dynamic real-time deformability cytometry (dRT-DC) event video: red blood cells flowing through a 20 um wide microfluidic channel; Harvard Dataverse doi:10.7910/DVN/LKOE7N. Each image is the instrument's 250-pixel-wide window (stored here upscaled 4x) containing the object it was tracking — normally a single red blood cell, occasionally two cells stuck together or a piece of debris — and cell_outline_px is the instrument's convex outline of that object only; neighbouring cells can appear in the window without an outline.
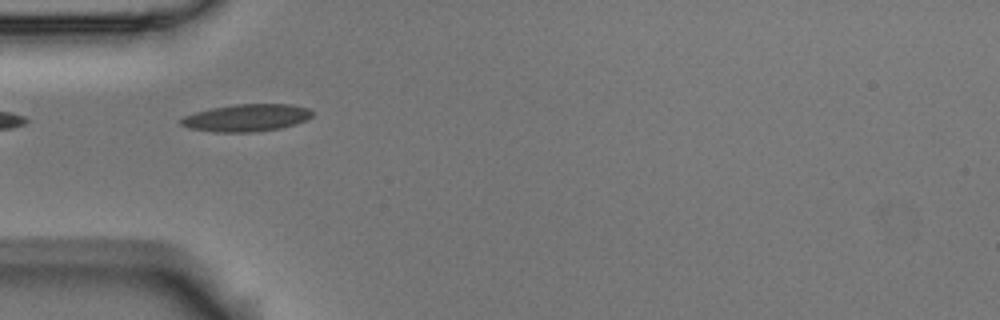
{"species": "Egyptian fruit bat (a non-hibernating species)", "species_latin": "Rousettus aegyptiacus", "temperature_condition": "room temperature", "stored_images_in_passage": 40, "camera_frame_rate_fps": 3000, "um_per_image_px": 0.085, "animal": {"sex": "male"}, "frame": {"image": 1, "passage_image": 1, "time_ms": 0.0, "image_size_px": [1000, 320], "cell_outline_px": [[312, 116], [308, 120], [296, 124], [280, 128], [256, 132], [212, 132], [188, 128], [180, 124], [180, 120], [184, 116], [196, 112], [212, 108], [236, 104], [292, 104], [308, 108], [312, 112]], "centroid_in_image_um": [20.97, 10.02], "position_along_channel_um": 64.0, "area_um2": 20.98}}
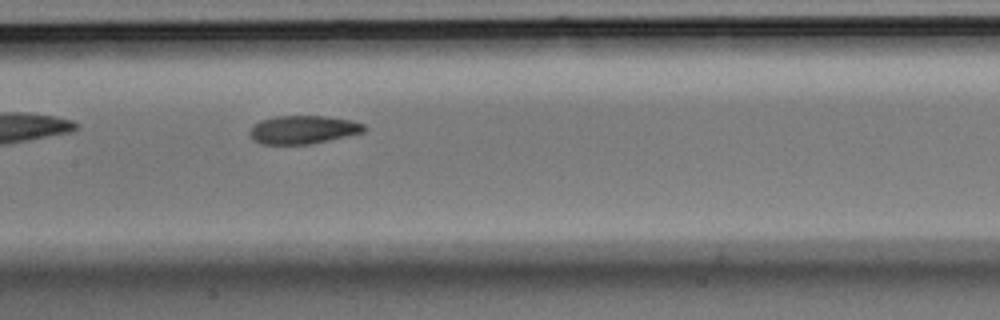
{"frame": {"image": 2, "passage_image": 11, "time_ms": 3.333, "image_size_px": [1000, 320], "cell_outline_px": [[368, 128], [364, 132], [312, 144], [260, 144], [252, 140], [248, 132], [260, 120], [276, 116], [324, 116], [352, 120], [364, 124]], "centroid_in_image_um": [25.77, 11.03], "position_along_channel_um": 181.6, "area_um2": 18.96}}
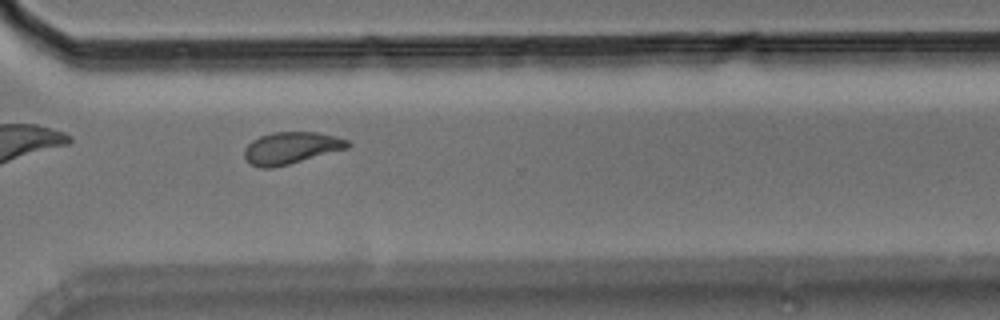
{"frame": {"image": 3, "passage_image": 25, "time_ms": 8.0, "image_size_px": [1000, 320], "cell_outline_px": [[352, 144], [348, 148], [288, 164], [272, 168], [260, 168], [252, 164], [244, 156], [244, 148], [252, 140], [260, 136], [272, 132], [320, 132], [336, 136], [348, 140]], "centroid_in_image_um": [24.75, 12.56], "position_along_channel_um": 345.8, "area_um2": 19.19}, "authors_computed_cell_mechanics": {"area_um2": 19.1318, "velocity_mm_per_s": 3.5277, "shape_relaxation_time_tau1_ms": 5.9882, "shape_relaxation_time_tau2_ms": 2.265, "deformation_change_tau1": 0.1571, "deformation_change_tau2": 0.0805}}